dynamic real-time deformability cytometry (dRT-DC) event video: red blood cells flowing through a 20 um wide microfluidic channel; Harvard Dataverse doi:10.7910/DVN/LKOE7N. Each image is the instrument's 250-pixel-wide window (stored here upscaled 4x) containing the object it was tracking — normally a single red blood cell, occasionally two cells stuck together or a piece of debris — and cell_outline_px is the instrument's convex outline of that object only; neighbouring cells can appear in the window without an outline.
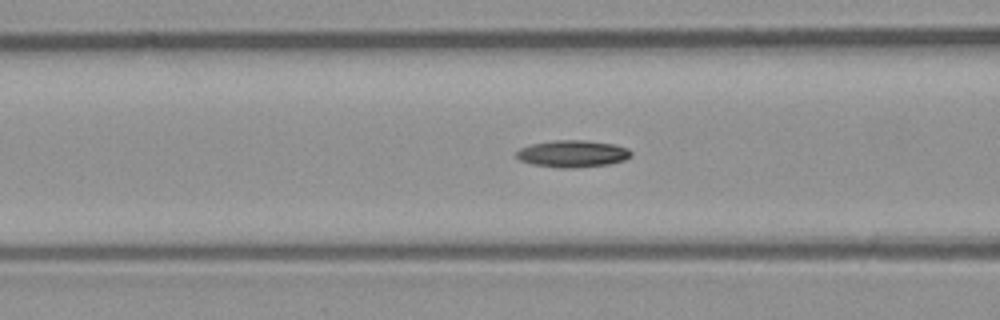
{"species": "common noctule bat (a hibernating species)", "species_latin": "Nyctalus noctula", "temperature_condition": "room temperature", "stored_images_in_passage": 52, "camera_frame_rate_fps": 3000, "um_per_image_px": 0.085, "animal": {"sex": "male", "body_mass_g": 23.1, "forearm_length_mm": 52.7}, "frame": {"image": 1, "passage_image": 21, "time_ms": 6.667, "image_size_px": [1000, 320], "cell_outline_px": [[632, 156], [624, 160], [608, 164], [576, 168], [560, 168], [532, 164], [520, 160], [516, 156], [516, 152], [520, 148], [532, 144], [552, 140], [584, 140], [616, 144], [628, 148], [632, 152]], "centroid_in_image_um": [48.69, 13.06], "position_along_channel_um": 117.9, "area_um2": 18.15}}
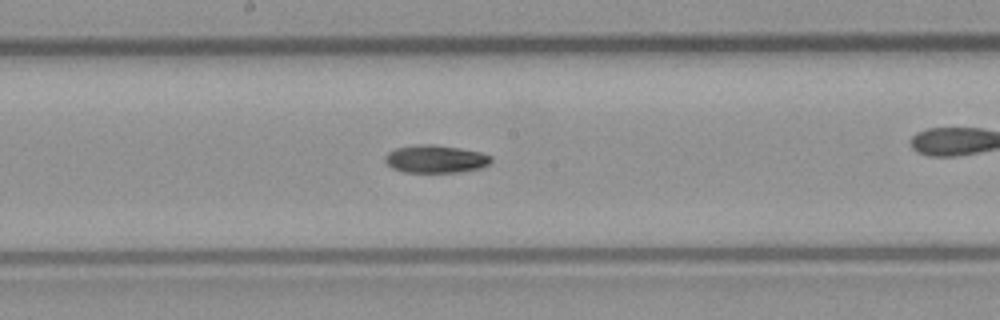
{"frame": {"image": 2, "passage_image": 28, "time_ms": 9.0, "image_size_px": [1000, 320], "cell_outline_px": [[492, 160], [488, 164], [480, 168], [460, 172], [404, 172], [392, 168], [384, 160], [384, 156], [388, 152], [396, 148], [420, 144], [432, 144], [460, 148], [480, 152], [492, 156]], "centroid_in_image_um": [37.01, 13.51], "position_along_channel_um": 211.2, "area_um2": 17.17}}
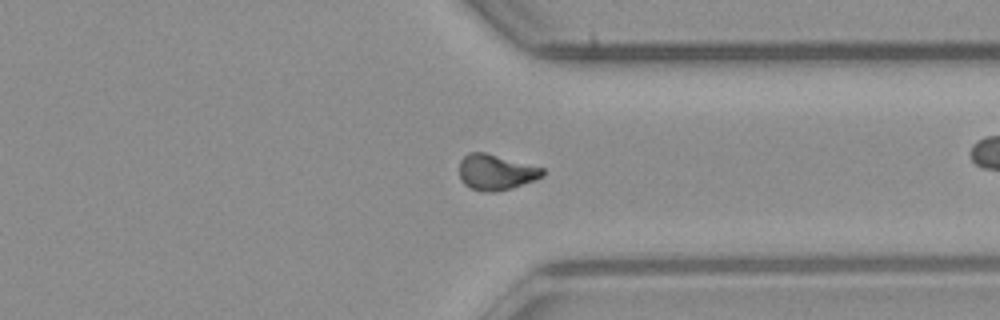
{"frame": {"image": 3, "passage_image": 40, "time_ms": 13.0, "image_size_px": [1000, 320], "cell_outline_px": [[544, 176], [536, 180], [512, 188], [496, 192], [488, 192], [472, 188], [464, 184], [460, 180], [460, 160], [468, 152], [484, 152], [544, 168]], "centroid_in_image_um": [42.16, 14.64], "position_along_channel_um": 369.2, "area_um2": 17.28}}